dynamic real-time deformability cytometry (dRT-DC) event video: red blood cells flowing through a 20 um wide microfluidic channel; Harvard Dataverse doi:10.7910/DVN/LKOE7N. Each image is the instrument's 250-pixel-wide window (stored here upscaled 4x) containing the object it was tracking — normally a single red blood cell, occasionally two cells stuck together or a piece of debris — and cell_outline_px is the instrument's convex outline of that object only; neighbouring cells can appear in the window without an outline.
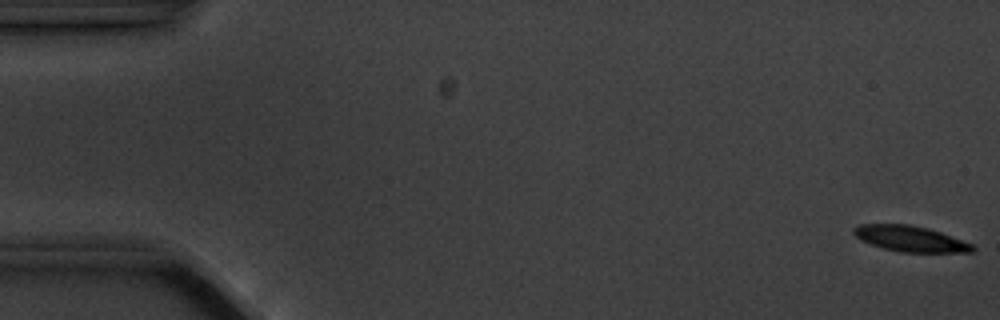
{"species": "common noctule bat (a hibernating species)", "species_latin": "Nyctalus noctula", "temperature_condition": "cold", "stored_images_in_passage": 8, "camera_frame_rate_fps": 3000, "um_per_image_px": 0.085, "animal": {"sex": "male", "body_mass_g": 20.1, "forearm_length_mm": 53.5}, "frame": {"image": 1, "passage_image": 1, "time_ms": 0.0, "image_size_px": [1000, 320], "cell_outline_px": [[976, 248], [972, 252], [900, 252], [884, 248], [860, 240], [852, 232], [852, 228], [860, 224], [908, 224], [928, 228], [940, 232], [972, 244]], "centroid_in_image_um": [77.35, 20.29], "position_along_channel_um": 7.6, "area_um2": 17.69}}
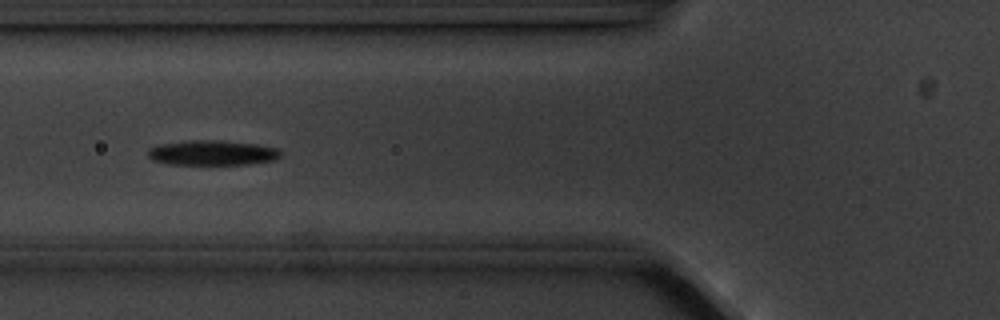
{"frame": {"image": 2, "passage_image": 6, "time_ms": 6.667, "image_size_px": [1000, 320], "cell_outline_px": [[280, 156], [276, 160], [252, 164], [168, 164], [152, 160], [148, 156], [148, 148], [160, 144], [184, 140], [216, 140], [256, 144], [280, 148]], "centroid_in_image_um": [18.05, 12.98], "position_along_channel_um": 107.8, "area_um2": 19.48}}
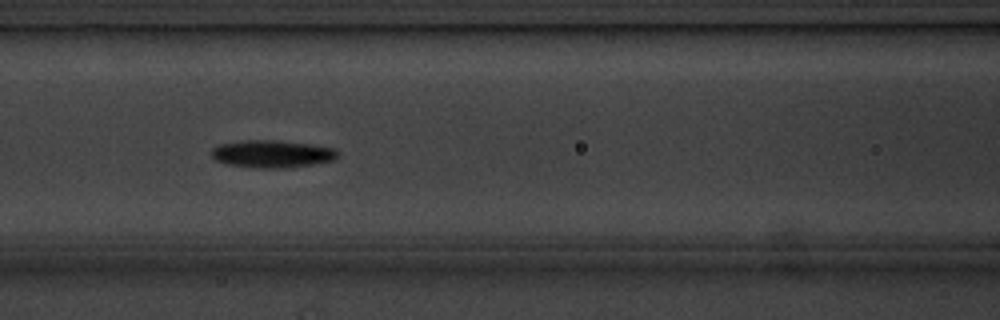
{"frame": {"image": 3, "passage_image": 7, "time_ms": 7.667, "image_size_px": [1000, 320], "cell_outline_px": [[340, 156], [336, 160], [312, 164], [276, 168], [256, 168], [228, 164], [216, 160], [212, 156], [212, 148], [220, 144], [244, 140], [276, 140], [312, 144], [332, 148], [340, 152]], "centroid_in_image_um": [23.16, 13.07], "position_along_channel_um": 143.4, "area_um2": 20.17}}